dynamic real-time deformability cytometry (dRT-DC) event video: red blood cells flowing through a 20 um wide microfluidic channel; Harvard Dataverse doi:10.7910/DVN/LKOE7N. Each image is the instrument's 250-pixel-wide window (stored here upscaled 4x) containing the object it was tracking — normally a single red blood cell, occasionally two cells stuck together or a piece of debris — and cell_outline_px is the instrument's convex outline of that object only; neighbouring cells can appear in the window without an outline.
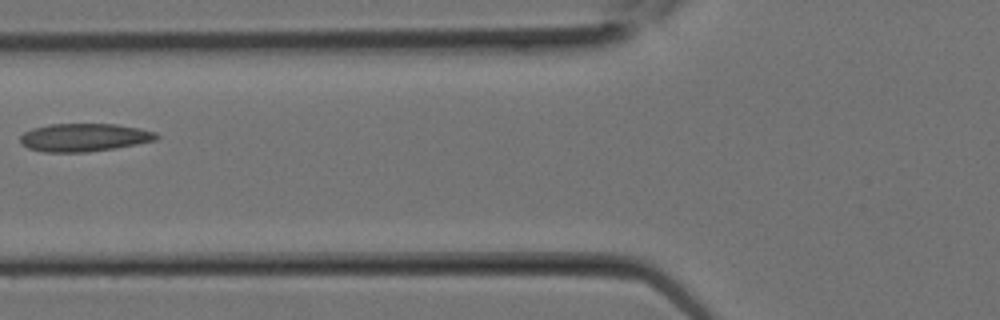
{"species": "Egyptian fruit bat (a non-hibernating species)", "species_latin": "Rousettus aegyptiacus", "temperature_condition": "room temperature", "stored_images_in_passage": 2, "camera_frame_rate_fps": 3000, "um_per_image_px": 0.085, "animal": {"sex": "female"}, "frame": {"image": 1, "passage_image": 2, "time_ms": 0.333, "image_size_px": [1000, 320], "cell_outline_px": [[160, 136], [156, 140], [116, 148], [88, 152], [44, 152], [28, 148], [20, 140], [20, 136], [24, 132], [32, 128], [48, 124], [116, 124], [140, 128], [156, 132]], "centroid_in_image_um": [7.17, 11.68], "position_along_channel_um": 118.6, "area_um2": 22.31}}